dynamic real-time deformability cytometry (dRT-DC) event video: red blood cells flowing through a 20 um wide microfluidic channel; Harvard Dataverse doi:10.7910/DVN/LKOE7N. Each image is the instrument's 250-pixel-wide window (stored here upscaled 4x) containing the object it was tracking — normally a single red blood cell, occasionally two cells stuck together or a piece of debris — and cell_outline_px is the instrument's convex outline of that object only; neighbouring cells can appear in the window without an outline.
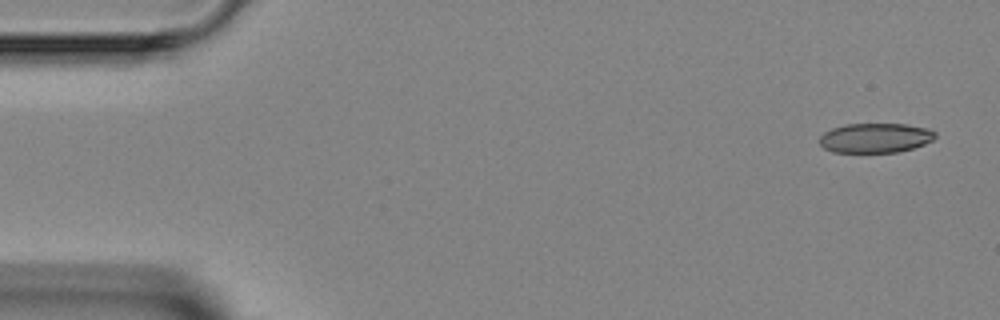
{"species": "Egyptian fruit bat (a non-hibernating species)", "species_latin": "Rousettus aegyptiacus", "temperature_condition": "room temperature", "stored_images_in_passage": 5, "camera_frame_rate_fps": 3000, "um_per_image_px": 0.085, "animal": {"sex": "female"}, "frame": {"image": 1, "passage_image": 1, "time_ms": 0.0, "image_size_px": [1000, 320], "cell_outline_px": [[936, 136], [932, 140], [924, 144], [912, 148], [896, 152], [832, 152], [824, 148], [820, 144], [820, 136], [824, 132], [832, 128], [844, 124], [904, 124], [928, 128], [936, 132]], "centroid_in_image_um": [74.39, 11.72], "position_along_channel_um": 10.6, "area_um2": 19.94}}
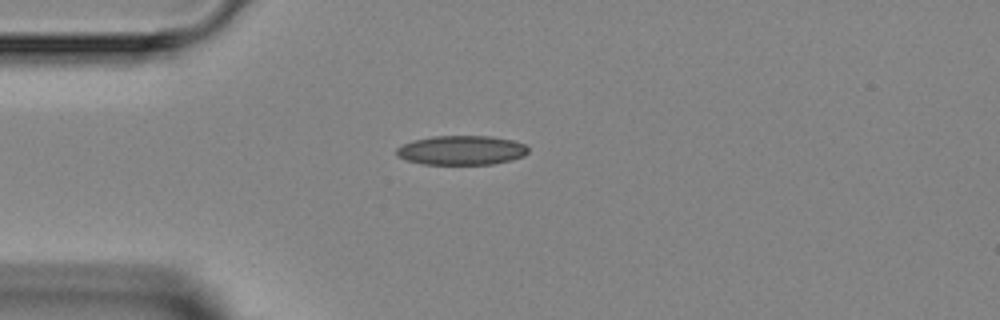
{"frame": {"image": 2, "passage_image": 4, "time_ms": 3.333, "image_size_px": [1000, 320], "cell_outline_px": [[528, 152], [524, 156], [492, 164], [420, 164], [404, 160], [396, 156], [396, 148], [412, 140], [432, 136], [488, 136], [512, 140], [524, 144], [528, 148]], "centroid_in_image_um": [39.17, 12.77], "position_along_channel_um": 45.8, "area_um2": 22.54}}